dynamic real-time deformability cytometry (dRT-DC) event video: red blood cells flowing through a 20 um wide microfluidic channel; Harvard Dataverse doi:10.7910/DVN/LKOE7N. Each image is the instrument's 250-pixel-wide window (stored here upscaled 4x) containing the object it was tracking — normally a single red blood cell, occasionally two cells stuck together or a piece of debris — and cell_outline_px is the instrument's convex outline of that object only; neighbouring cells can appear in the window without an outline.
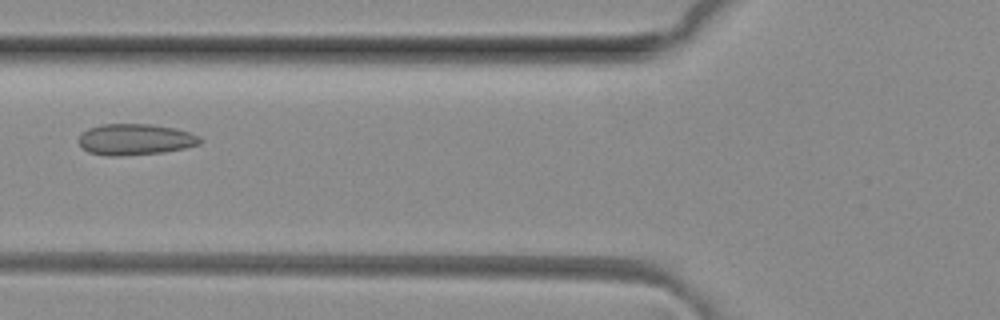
{"species": "common noctule bat (a hibernating species)", "species_latin": "Nyctalus noctula", "temperature_condition": "room temperature", "stored_images_in_passage": 6, "camera_frame_rate_fps": 3000, "um_per_image_px": 0.085, "animal": {"sex": "female", "body_mass_g": 29.2, "forearm_length_mm": 56.3}, "frame": {"image": 1, "passage_image": 6, "time_ms": 1.667, "image_size_px": [1000, 320], "cell_outline_px": [[204, 140], [200, 144], [184, 148], [164, 152], [116, 156], [108, 156], [88, 152], [80, 144], [80, 136], [88, 128], [100, 124], [152, 124], [176, 128], [200, 136]], "centroid_in_image_um": [11.53, 11.84], "position_along_channel_um": 114.3, "area_um2": 22.02}}